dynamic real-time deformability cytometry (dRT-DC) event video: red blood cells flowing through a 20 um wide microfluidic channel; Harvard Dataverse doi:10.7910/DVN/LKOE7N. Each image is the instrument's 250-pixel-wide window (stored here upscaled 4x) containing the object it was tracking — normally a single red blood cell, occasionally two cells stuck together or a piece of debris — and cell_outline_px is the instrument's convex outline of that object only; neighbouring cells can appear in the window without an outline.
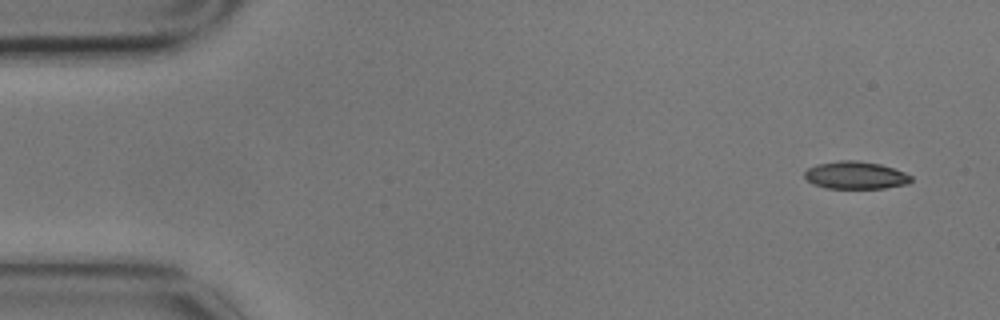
{"species": "common noctule bat (a hibernating species)", "species_latin": "Nyctalus noctula", "temperature_condition": "cold", "stored_images_in_passage": 6, "camera_frame_rate_fps": 3000, "um_per_image_px": 0.085, "animal": {"sex": "male", "body_mass_g": 17.9}, "frame": {"image": 1, "passage_image": 1, "time_ms": 0.0, "image_size_px": [1000, 320], "cell_outline_px": [[912, 180], [908, 184], [884, 188], [824, 188], [812, 184], [804, 176], [804, 172], [808, 168], [816, 164], [840, 160], [856, 160], [880, 164], [904, 172], [912, 176]], "centroid_in_image_um": [72.71, 14.9], "position_along_channel_um": 12.3, "area_um2": 17.17}}
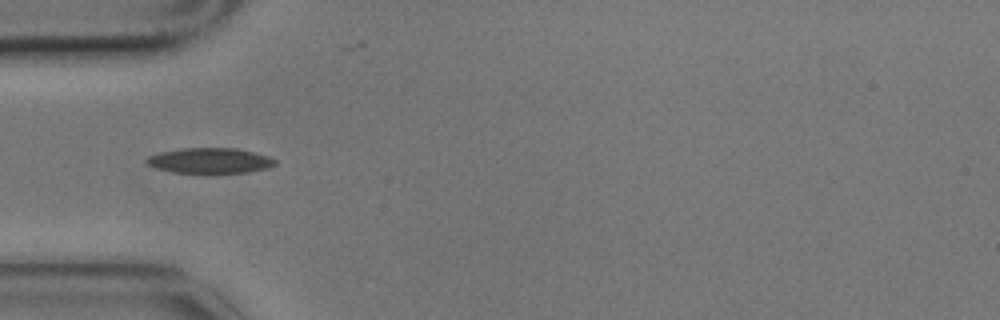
{"frame": {"image": 2, "passage_image": 5, "time_ms": 1.333, "image_size_px": [1000, 320], "cell_outline_px": [[276, 164], [268, 168], [248, 172], [172, 172], [156, 168], [148, 164], [144, 160], [148, 156], [160, 152], [184, 148], [236, 148], [268, 156], [276, 160]], "centroid_in_image_um": [17.83, 13.64], "position_along_channel_um": 67.2, "area_um2": 18.73}}